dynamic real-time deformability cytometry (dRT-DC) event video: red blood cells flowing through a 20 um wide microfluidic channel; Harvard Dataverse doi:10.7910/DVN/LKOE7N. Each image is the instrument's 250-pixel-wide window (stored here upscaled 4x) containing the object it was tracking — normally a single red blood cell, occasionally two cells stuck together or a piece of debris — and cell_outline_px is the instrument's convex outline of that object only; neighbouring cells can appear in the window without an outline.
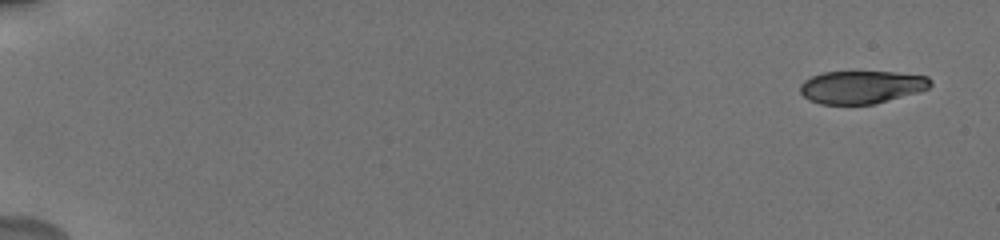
{"species": "human", "species_latin": "Homo sapiens", "temperature_condition": "cold", "stored_images_in_passage": 12, "camera_frame_rate_fps": 3000, "um_per_image_px": 0.085, "donor": {"sex": "male"}, "frame": {"image": 1, "passage_image": 1, "time_ms": 0.0, "image_size_px": [1000, 240], "cell_outline_px": [[932, 84], [928, 88], [920, 92], [872, 104], [820, 104], [808, 100], [800, 92], [800, 84], [804, 80], [812, 76], [824, 72], [896, 72], [928, 76], [932, 80]], "centroid_in_image_um": [73.24, 7.4], "position_along_channel_um": 11.8, "area_um2": 25.03}}
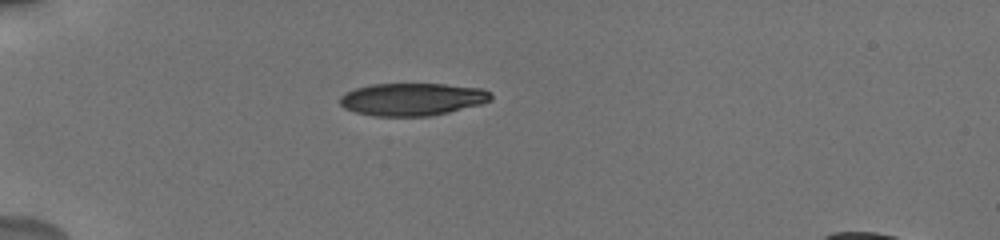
{"frame": {"image": 2, "passage_image": 9, "time_ms": 5.0, "image_size_px": [1000, 240], "cell_outline_px": [[492, 100], [480, 104], [448, 112], [428, 116], [372, 116], [356, 112], [344, 108], [340, 104], [340, 96], [344, 92], [356, 88], [372, 84], [444, 84], [484, 88], [492, 92]], "centroid_in_image_um": [35.05, 8.43], "position_along_channel_um": 50.0, "area_um2": 28.78}}
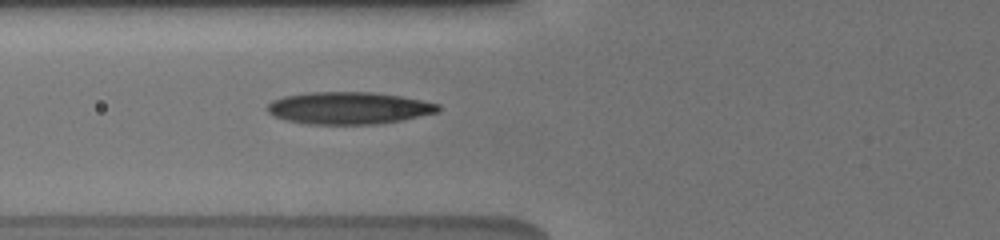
{"frame": {"image": 3, "passage_image": 12, "time_ms": 7.0, "image_size_px": [1000, 240], "cell_outline_px": [[440, 112], [404, 120], [376, 124], [308, 124], [288, 120], [276, 116], [268, 112], [264, 108], [272, 100], [284, 96], [308, 92], [372, 92], [400, 96], [440, 104]], "centroid_in_image_um": [29.66, 9.18], "position_along_channel_um": 96.1, "area_um2": 32.14}}